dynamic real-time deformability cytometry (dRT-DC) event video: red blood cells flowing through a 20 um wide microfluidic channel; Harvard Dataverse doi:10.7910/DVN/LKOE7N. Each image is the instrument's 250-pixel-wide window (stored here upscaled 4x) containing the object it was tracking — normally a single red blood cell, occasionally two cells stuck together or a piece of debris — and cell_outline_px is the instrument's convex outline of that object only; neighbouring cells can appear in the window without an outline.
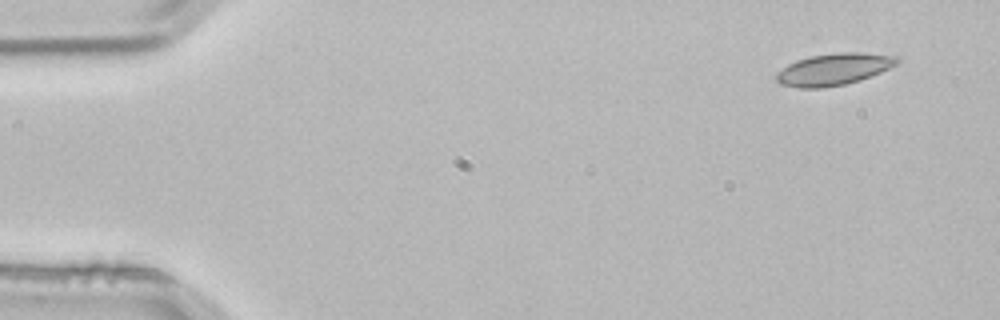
{"species": "common noctule bat (a hibernating species)", "species_latin": "Nyctalus noctula", "temperature_condition": "room temperature", "stored_images_in_passage": 4, "segment_of_instrument_passage": [2, 2], "camera_frame_rate_fps": 3000, "um_per_image_px": 0.085, "animal": {"sex": "male", "body_mass_g": 21.5, "forearm_length_mm": 52.0}, "frame": {"image": 1, "passage_image": 4, "time_ms": 1.0, "image_size_px": [1000, 320], "cell_outline_px": [[900, 60], [896, 64], [880, 72], [860, 80], [844, 84], [820, 88], [800, 88], [780, 84], [776, 80], [776, 72], [788, 64], [796, 60], [812, 56], [840, 52], [864, 52], [896, 56]], "centroid_in_image_um": [70.85, 5.88], "position_along_channel_um": 14.2, "area_um2": 22.25}}